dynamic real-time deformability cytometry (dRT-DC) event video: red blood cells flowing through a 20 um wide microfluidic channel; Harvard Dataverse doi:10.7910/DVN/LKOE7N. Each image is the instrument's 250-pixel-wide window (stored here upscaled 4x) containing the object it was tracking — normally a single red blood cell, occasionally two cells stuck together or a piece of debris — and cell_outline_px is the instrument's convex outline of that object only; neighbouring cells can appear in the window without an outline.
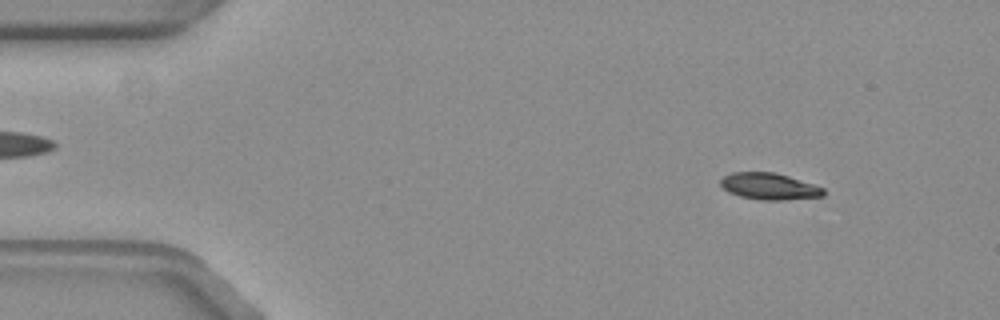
{"species": "common noctule bat (a hibernating species)", "species_latin": "Nyctalus noctula", "temperature_condition": "warm", "stored_images_in_passage": 54, "camera_frame_rate_fps": 3000, "um_per_image_px": 0.085, "animal": {"sex": "female", "body_mass_g": 19.3, "forearm_length_mm": 54.1}, "frame": {"image": 1, "passage_image": 6, "time_ms": 1.667, "image_size_px": [1000, 320], "cell_outline_px": [[824, 196], [788, 200], [760, 200], [740, 196], [728, 192], [720, 184], [720, 180], [724, 176], [732, 172], [772, 172], [788, 176], [824, 188]], "centroid_in_image_um": [65.37, 15.85], "position_along_channel_um": 19.6, "area_um2": 15.9}}
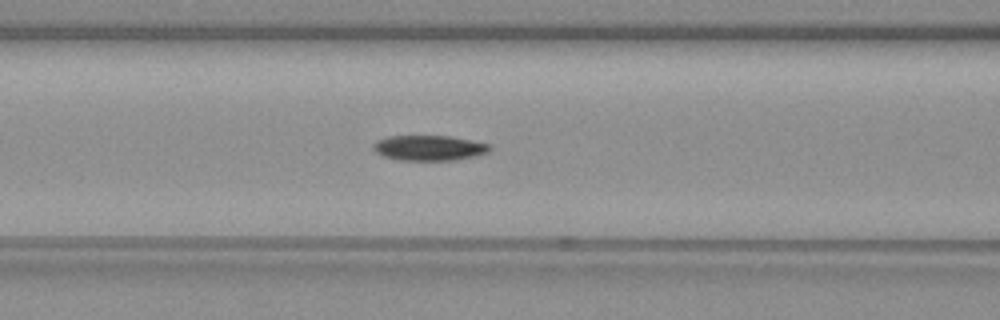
{"frame": {"image": 2, "passage_image": 22, "time_ms": 7.0, "image_size_px": [1000, 320], "cell_outline_px": [[492, 148], [488, 152], [476, 156], [456, 160], [396, 160], [384, 156], [376, 152], [372, 148], [372, 144], [376, 140], [388, 136], [448, 136], [488, 144]], "centroid_in_image_um": [36.43, 12.58], "position_along_channel_um": 130.2, "area_um2": 17.11}}
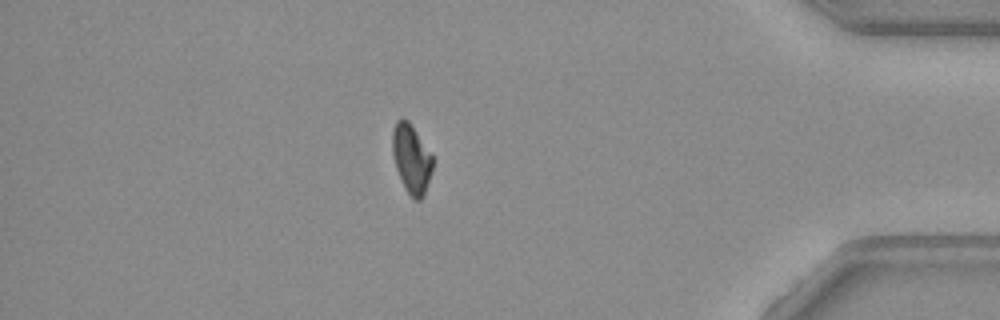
{"frame": {"image": 3, "passage_image": 47, "time_ms": 15.333, "image_size_px": [1000, 320], "cell_outline_px": [[432, 172], [424, 196], [420, 200], [412, 200], [404, 188], [396, 168], [392, 152], [392, 132], [396, 120], [400, 116], [404, 116], [408, 120], [432, 156]], "centroid_in_image_um": [34.95, 13.51], "position_along_channel_um": 400.3, "area_um2": 16.3}, "authors_computed_cell_mechanics": {"area_um2": 17.1955, "velocity_mm_per_s": 3.7444, "shape_relaxation_time_tau1_ms": 7.0796, "shape_relaxation_time_tau2_ms": null, "deformation_change_tau1": 0.1949, "deformation_change_tau2": null}}